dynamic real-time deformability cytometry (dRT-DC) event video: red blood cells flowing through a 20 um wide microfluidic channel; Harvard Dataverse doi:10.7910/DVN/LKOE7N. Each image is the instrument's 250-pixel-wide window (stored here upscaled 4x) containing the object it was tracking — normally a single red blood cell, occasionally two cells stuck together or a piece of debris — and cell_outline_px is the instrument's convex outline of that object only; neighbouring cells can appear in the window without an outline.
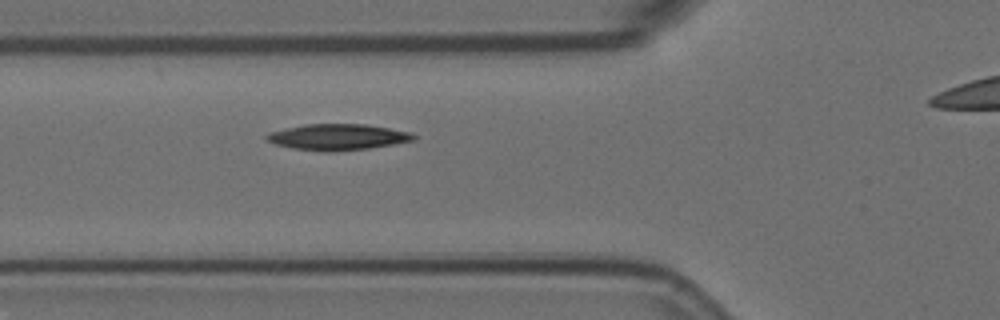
{"species": "Egyptian fruit bat (a non-hibernating species)", "species_latin": "Rousettus aegyptiacus", "temperature_condition": "room temperature", "stored_images_in_passage": 2, "camera_frame_rate_fps": 3000, "um_per_image_px": 0.085, "animal": {"sex": "female"}, "frame": {"image": 1, "passage_image": 2, "time_ms": 0.333, "image_size_px": [1000, 320], "cell_outline_px": [[416, 140], [368, 148], [292, 148], [276, 144], [268, 140], [264, 136], [268, 132], [304, 124], [364, 124], [412, 132], [416, 136]], "centroid_in_image_um": [28.74, 11.58], "position_along_channel_um": 97.1, "area_um2": 21.1}}